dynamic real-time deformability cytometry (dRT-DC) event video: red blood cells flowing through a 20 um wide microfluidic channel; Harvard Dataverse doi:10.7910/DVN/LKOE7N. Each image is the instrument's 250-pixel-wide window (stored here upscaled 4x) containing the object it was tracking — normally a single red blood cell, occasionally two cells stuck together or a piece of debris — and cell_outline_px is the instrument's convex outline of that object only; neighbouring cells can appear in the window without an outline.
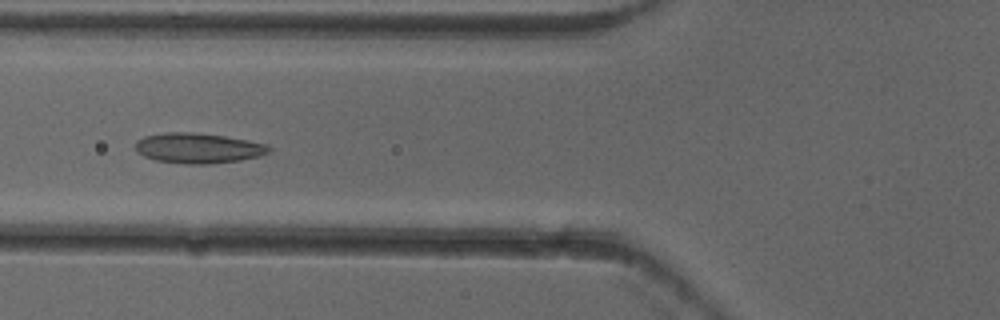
{"species": "common noctule bat (a hibernating species)", "species_latin": "Nyctalus noctula", "temperature_condition": "cold", "stored_images_in_passage": 8, "camera_frame_rate_fps": 3000, "um_per_image_px": 0.085, "animal": {"sex": "female"}, "frame": {"image": 1, "passage_image": 5, "time_ms": 1.333, "image_size_px": [1000, 320], "cell_outline_px": [[272, 148], [268, 152], [260, 156], [240, 160], [212, 164], [184, 164], [156, 160], [144, 156], [136, 152], [136, 140], [144, 136], [164, 132], [192, 132], [224, 136], [248, 140], [268, 144]], "centroid_in_image_um": [16.84, 12.59], "position_along_channel_um": 109.0, "area_um2": 23.7}}
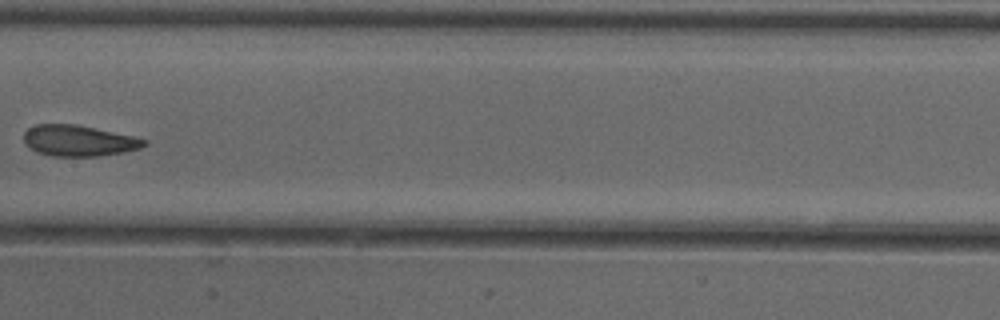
{"frame": {"image": 2, "passage_image": 7, "time_ms": 2.0, "image_size_px": [1000, 320], "cell_outline_px": [[148, 144], [140, 148], [124, 152], [100, 156], [52, 156], [36, 152], [24, 144], [24, 132], [28, 128], [36, 124], [76, 124], [132, 136], [148, 140]], "centroid_in_image_um": [6.67, 11.96], "position_along_channel_um": 200.7, "area_um2": 21.79}}
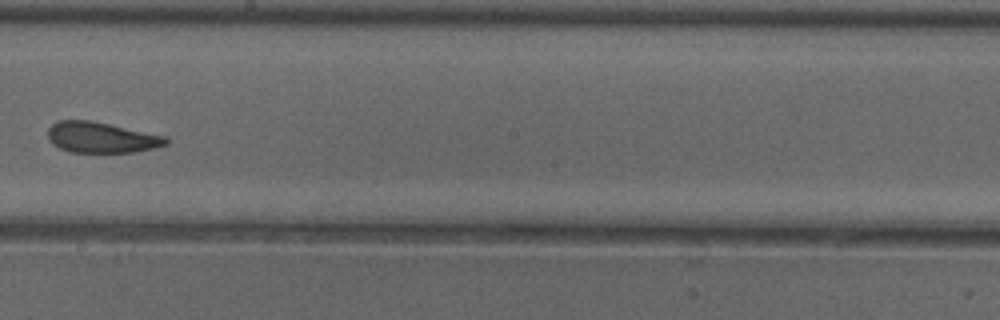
{"frame": {"image": 3, "passage_image": 8, "time_ms": 2.333, "image_size_px": [1000, 320], "cell_outline_px": [[168, 144], [156, 148], [132, 152], [72, 152], [60, 148], [52, 144], [48, 136], [48, 128], [52, 124], [60, 120], [92, 120], [168, 136]], "centroid_in_image_um": [8.65, 11.67], "position_along_channel_um": 239.5, "area_um2": 21.33}}